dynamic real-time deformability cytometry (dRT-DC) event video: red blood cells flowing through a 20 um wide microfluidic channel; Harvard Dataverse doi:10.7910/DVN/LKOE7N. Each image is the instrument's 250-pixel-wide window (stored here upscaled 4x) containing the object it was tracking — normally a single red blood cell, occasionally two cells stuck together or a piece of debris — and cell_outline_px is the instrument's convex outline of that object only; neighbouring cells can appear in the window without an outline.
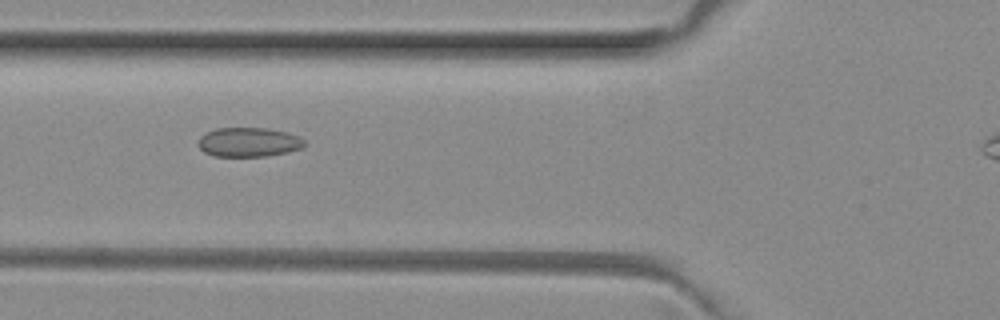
{"species": "common noctule bat (a hibernating species)", "species_latin": "Nyctalus noctula", "temperature_condition": "room temperature", "stored_images_in_passage": 8, "segment_of_instrument_passage": [1, 2], "camera_frame_rate_fps": 3000, "um_per_image_px": 0.085, "animal": {"sex": "female", "body_mass_g": 29.2, "forearm_length_mm": 56.3}, "frame": {"image": 1, "passage_image": 6, "time_ms": 1.667, "image_size_px": [1000, 320], "cell_outline_px": [[304, 144], [300, 148], [288, 152], [268, 156], [216, 156], [204, 152], [200, 148], [200, 136], [216, 128], [268, 128], [288, 132], [300, 136], [304, 140]], "centroid_in_image_um": [21.17, 12.08], "position_along_channel_um": 104.6, "area_um2": 18.03}}
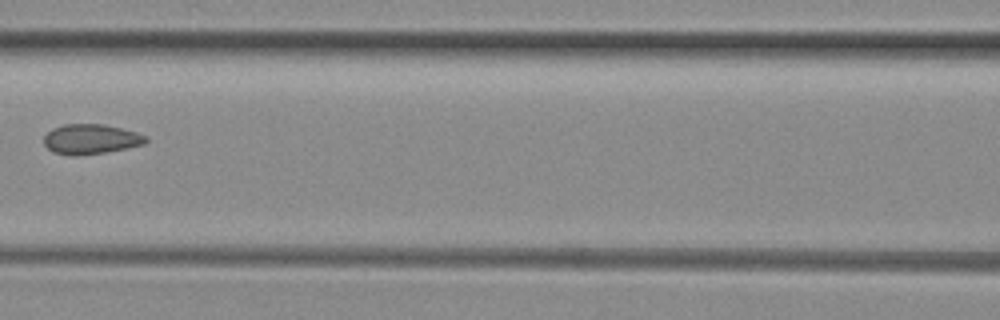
{"frame": {"image": 2, "passage_image": 7, "time_ms": 2.0, "image_size_px": [1000, 320], "cell_outline_px": [[148, 140], [144, 144], [104, 152], [76, 156], [72, 156], [52, 152], [44, 144], [44, 136], [52, 128], [64, 124], [104, 124], [136, 132], [148, 136]], "centroid_in_image_um": [7.7, 11.82], "position_along_channel_um": 158.9, "area_um2": 17.74}}